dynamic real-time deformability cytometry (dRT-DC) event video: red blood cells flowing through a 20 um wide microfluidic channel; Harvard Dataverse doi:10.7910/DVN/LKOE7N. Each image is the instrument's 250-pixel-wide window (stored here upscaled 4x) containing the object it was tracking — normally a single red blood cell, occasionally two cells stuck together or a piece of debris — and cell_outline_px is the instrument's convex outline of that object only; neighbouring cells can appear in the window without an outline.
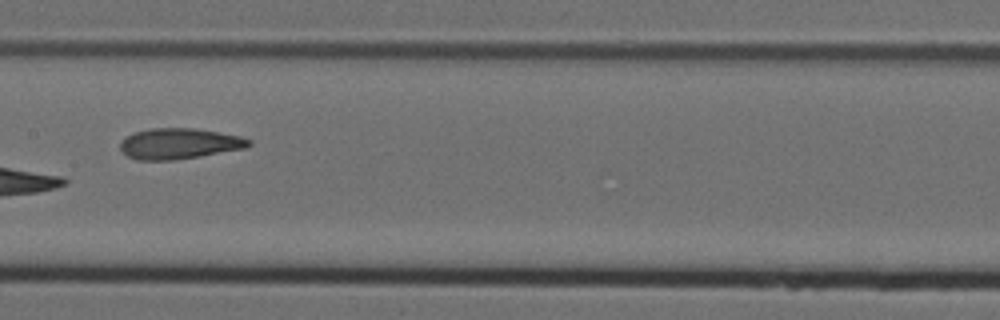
{"species": "Egyptian fruit bat (a non-hibernating species)", "species_latin": "Rousettus aegyptiacus", "temperature_condition": "cold", "stored_images_in_passage": 9, "camera_frame_rate_fps": 3000, "um_per_image_px": 0.085, "animal": {"sex": "female"}, "frame": {"image": 1, "passage_image": 6, "time_ms": 1.667, "image_size_px": [1000, 320], "cell_outline_px": [[252, 144], [248, 148], [172, 160], [136, 160], [128, 156], [120, 148], [120, 140], [132, 132], [152, 128], [192, 128], [240, 136], [252, 140]], "centroid_in_image_um": [15.22, 12.2], "position_along_channel_um": 192.2, "area_um2": 23.0}}
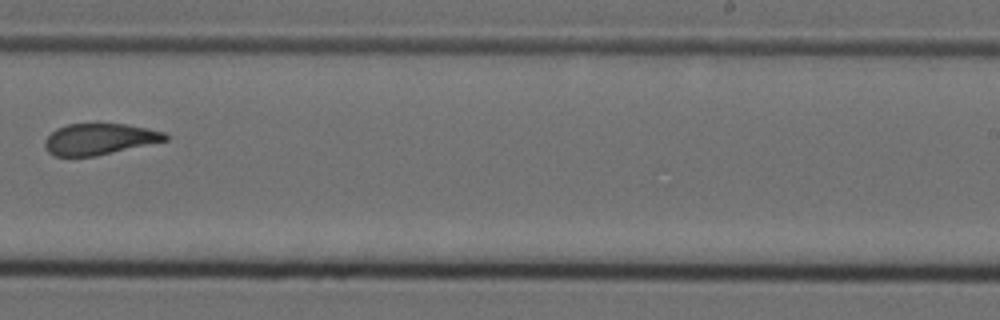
{"frame": {"image": 2, "passage_image": 8, "time_ms": 2.333, "image_size_px": [1000, 320], "cell_outline_px": [[168, 140], [96, 156], [56, 156], [48, 152], [44, 144], [44, 140], [56, 128], [68, 124], [124, 124], [164, 132], [168, 136]], "centroid_in_image_um": [8.42, 11.83], "position_along_channel_um": 280.6, "area_um2": 21.68}}
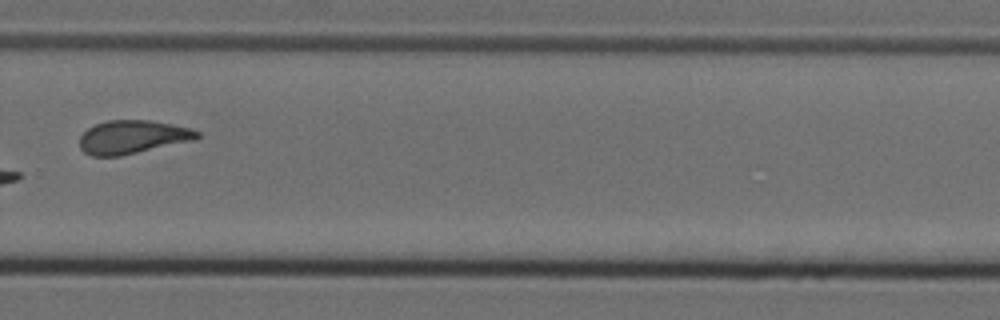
{"frame": {"image": 3, "passage_image": 9, "time_ms": 2.667, "image_size_px": [1000, 320], "cell_outline_px": [[200, 136], [196, 140], [120, 156], [92, 156], [84, 152], [80, 148], [80, 136], [88, 128], [96, 124], [108, 120], [148, 120], [172, 124], [192, 128], [200, 132]], "centroid_in_image_um": [11.29, 11.65], "position_along_channel_um": 318.5, "area_um2": 23.0}}